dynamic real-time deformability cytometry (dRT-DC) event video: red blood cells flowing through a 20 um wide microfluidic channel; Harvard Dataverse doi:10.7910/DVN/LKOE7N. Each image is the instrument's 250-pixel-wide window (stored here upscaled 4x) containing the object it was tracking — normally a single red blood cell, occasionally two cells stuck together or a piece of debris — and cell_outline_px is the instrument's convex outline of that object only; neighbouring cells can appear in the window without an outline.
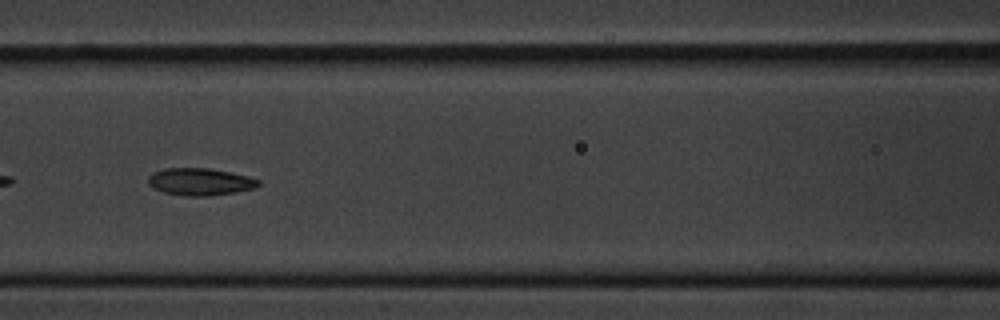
{"species": "common noctule bat (a hibernating species)", "species_latin": "Nyctalus noctula", "temperature_condition": "cold", "stored_images_in_passage": 11, "camera_frame_rate_fps": 3000, "um_per_image_px": 0.085, "animal": {"sex": "male", "body_mass_g": 20.1, "forearm_length_mm": 53.5}, "frame": {"image": 1, "passage_image": 7, "time_ms": 8.0, "image_size_px": [1000, 320], "cell_outline_px": [[260, 184], [256, 188], [236, 192], [208, 196], [184, 196], [164, 192], [152, 188], [148, 184], [148, 176], [152, 172], [164, 168], [208, 168], [248, 176], [260, 180]], "centroid_in_image_um": [16.98, 15.45], "position_along_channel_um": 149.6, "area_um2": 17.63}}
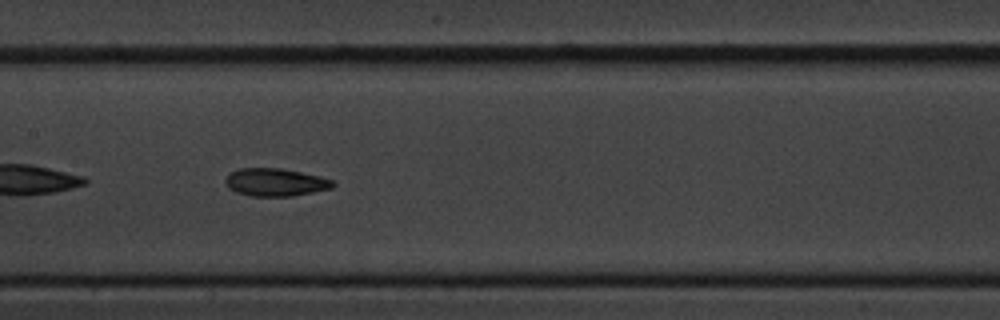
{"frame": {"image": 2, "passage_image": 8, "time_ms": 9.0, "image_size_px": [1000, 320], "cell_outline_px": [[336, 184], [332, 188], [292, 196], [248, 196], [236, 192], [228, 188], [224, 180], [232, 172], [240, 168], [280, 168], [320, 176], [332, 180]], "centroid_in_image_um": [23.4, 15.5], "position_along_channel_um": 184.0, "area_um2": 17.34}}
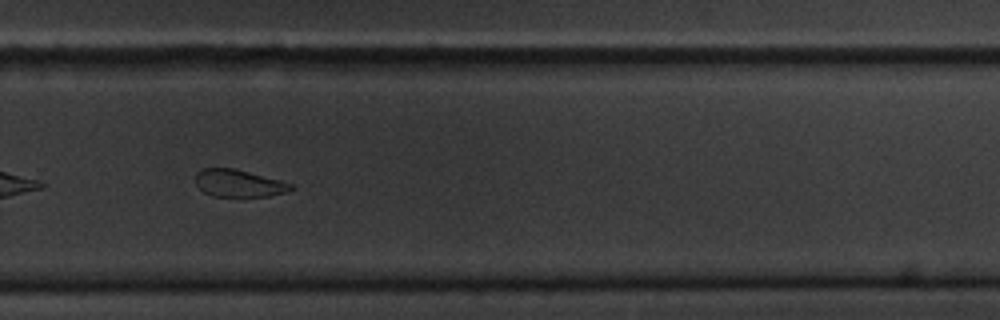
{"frame": {"image": 3, "passage_image": 11, "time_ms": 12.667, "image_size_px": [1000, 320], "cell_outline_px": [[296, 188], [284, 192], [268, 196], [212, 196], [204, 192], [196, 184], [196, 172], [204, 168], [236, 168], [296, 184]], "centroid_in_image_um": [20.34, 15.56], "position_along_channel_um": 309.5, "area_um2": 15.32}}